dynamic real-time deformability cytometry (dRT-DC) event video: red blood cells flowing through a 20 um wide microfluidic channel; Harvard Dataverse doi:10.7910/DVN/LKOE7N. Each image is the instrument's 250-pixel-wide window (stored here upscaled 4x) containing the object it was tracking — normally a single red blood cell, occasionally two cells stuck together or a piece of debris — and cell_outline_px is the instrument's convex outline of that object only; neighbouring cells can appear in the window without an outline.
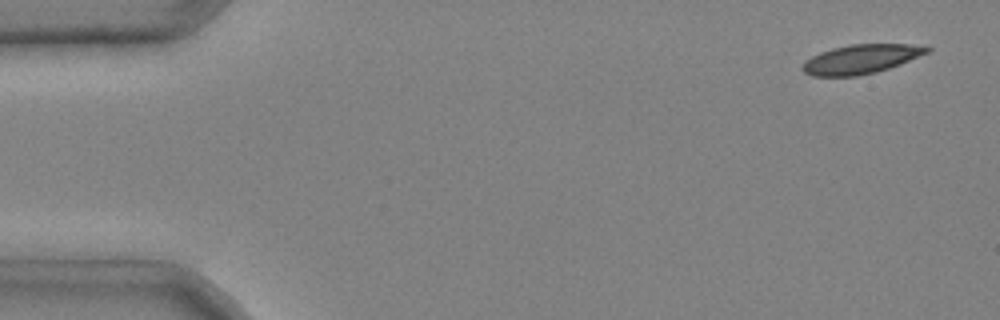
{"species": "common noctule bat (a hibernating species)", "species_latin": "Nyctalus noctula", "temperature_condition": "cold", "stored_images_in_passage": 4, "camera_frame_rate_fps": 3000, "um_per_image_px": 0.085, "animal": {"sex": "male", "body_mass_g": 20.4}, "frame": {"image": 1, "passage_image": 1, "time_ms": 0.0, "image_size_px": [1000, 320], "cell_outline_px": [[932, 48], [928, 52], [900, 64], [876, 72], [856, 76], [812, 76], [804, 72], [800, 68], [812, 56], [820, 52], [832, 48], [852, 44], [908, 44]], "centroid_in_image_um": [73.15, 5.03], "position_along_channel_um": 11.8, "area_um2": 20.87}}